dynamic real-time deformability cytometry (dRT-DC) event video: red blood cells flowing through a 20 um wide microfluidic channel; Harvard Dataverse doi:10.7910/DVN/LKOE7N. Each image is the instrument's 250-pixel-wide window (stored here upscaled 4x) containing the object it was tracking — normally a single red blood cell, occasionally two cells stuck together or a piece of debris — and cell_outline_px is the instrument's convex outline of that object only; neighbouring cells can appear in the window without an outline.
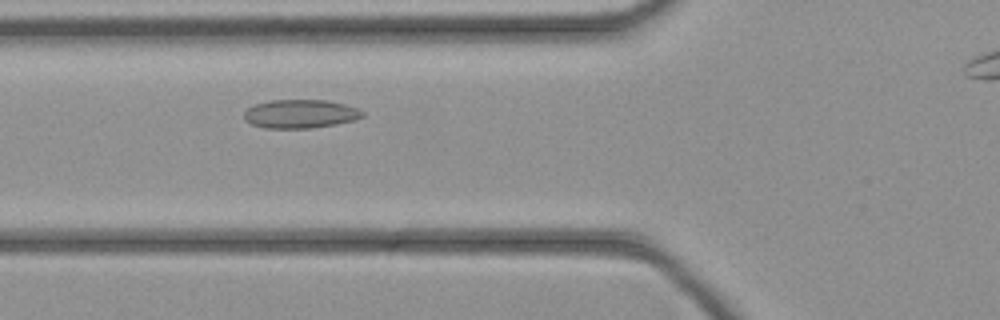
{"species": "common noctule bat (a hibernating species)", "species_latin": "Nyctalus noctula", "temperature_condition": "cold", "stored_images_in_passage": 34, "camera_frame_rate_fps": 3000, "um_per_image_px": 0.085, "animal": {"sex": "female", "body_mass_g": 21.9}, "frame": {"image": 1, "passage_image": 10, "time_ms": 3.0, "image_size_px": [1000, 320], "cell_outline_px": [[364, 116], [356, 120], [336, 124], [308, 128], [264, 128], [252, 124], [244, 120], [244, 112], [252, 104], [268, 100], [328, 100], [344, 104], [356, 108], [364, 112]], "centroid_in_image_um": [25.5, 9.67], "position_along_channel_um": 100.3, "area_um2": 19.88}}
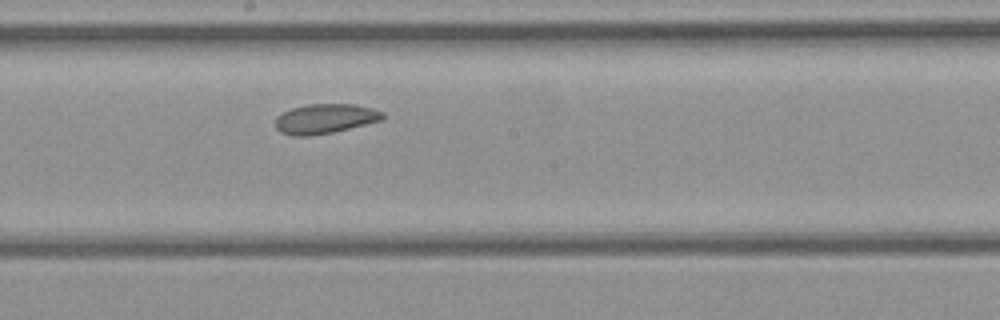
{"frame": {"image": 2, "passage_image": 18, "time_ms": 5.667, "image_size_px": [1000, 320], "cell_outline_px": [[384, 116], [380, 120], [332, 132], [308, 136], [292, 136], [280, 132], [276, 128], [276, 116], [292, 108], [308, 104], [356, 104], [372, 108], [384, 112]], "centroid_in_image_um": [27.6, 10.08], "position_along_channel_um": 220.6, "area_um2": 18.38}}
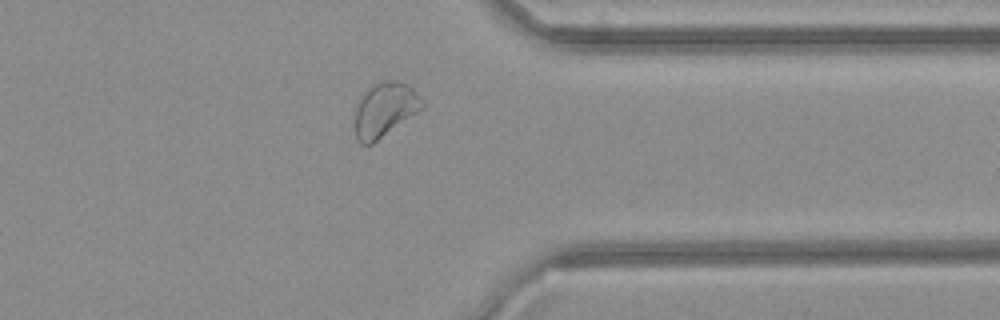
{"frame": {"image": 3, "passage_image": 29, "time_ms": 9.333, "image_size_px": [1000, 320], "cell_outline_px": [[424, 108], [372, 144], [360, 144], [356, 140], [356, 108], [360, 96], [368, 88], [380, 80], [396, 80], [408, 84], [420, 96], [424, 104]], "centroid_in_image_um": [32.72, 9.3], "position_along_channel_um": 378.7, "area_um2": 21.33}}